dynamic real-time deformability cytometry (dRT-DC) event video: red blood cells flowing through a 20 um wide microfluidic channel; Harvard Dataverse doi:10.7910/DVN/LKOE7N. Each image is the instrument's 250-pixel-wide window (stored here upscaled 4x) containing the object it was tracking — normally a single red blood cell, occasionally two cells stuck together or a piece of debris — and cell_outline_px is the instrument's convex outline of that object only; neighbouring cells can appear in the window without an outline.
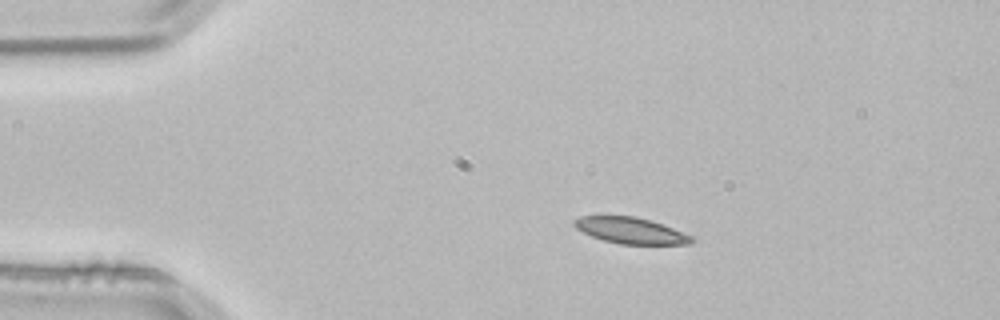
{"species": "common noctule bat (a hibernating species)", "species_latin": "Nyctalus noctula", "temperature_condition": "room temperature", "stored_images_in_passage": 3, "camera_frame_rate_fps": 3000, "um_per_image_px": 0.085, "animal": {"sex": "male", "body_mass_g": 21.5, "forearm_length_mm": 52.0}, "frame": {"image": 1, "passage_image": 2, "time_ms": 0.333, "image_size_px": [1000, 320], "cell_outline_px": [[692, 240], [688, 244], [620, 244], [604, 240], [592, 236], [576, 228], [572, 224], [572, 220], [580, 216], [636, 216], [652, 220], [692, 236]], "centroid_in_image_um": [53.56, 19.58], "position_along_channel_um": 31.4, "area_um2": 17.74}}